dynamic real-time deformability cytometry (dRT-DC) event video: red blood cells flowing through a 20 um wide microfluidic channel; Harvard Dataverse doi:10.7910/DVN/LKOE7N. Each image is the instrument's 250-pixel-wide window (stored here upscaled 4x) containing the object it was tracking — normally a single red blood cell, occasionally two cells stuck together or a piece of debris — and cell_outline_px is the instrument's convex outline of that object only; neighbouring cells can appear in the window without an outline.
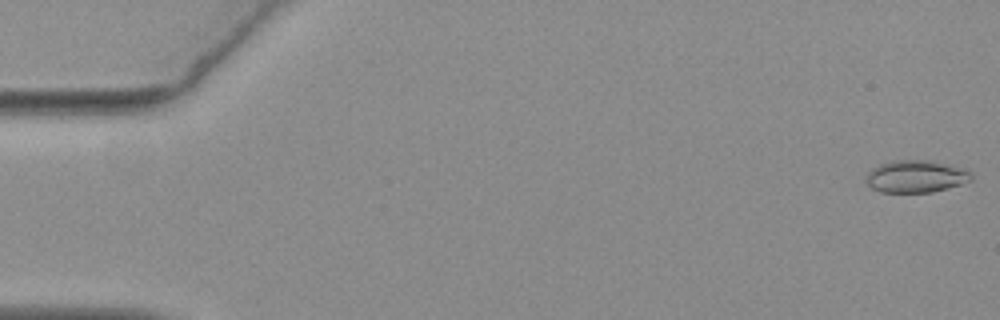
{"species": "common noctule bat (a hibernating species)", "species_latin": "Nyctalus noctula", "temperature_condition": "warm", "stored_images_in_passage": 56, "camera_frame_rate_fps": 3000, "um_per_image_px": 0.085, "animal": {"sex": "female", "body_mass_g": 19.3, "forearm_length_mm": 54.1}, "frame": {"image": 1, "passage_image": 1, "time_ms": 0.0, "image_size_px": [1000, 320], "cell_outline_px": [[972, 180], [948, 188], [932, 192], [880, 192], [872, 188], [864, 180], [864, 176], [872, 168], [880, 164], [892, 160], [928, 160], [968, 168], [972, 172]], "centroid_in_image_um": [77.86, 14.98], "position_along_channel_um": 7.1, "area_um2": 20.11}}
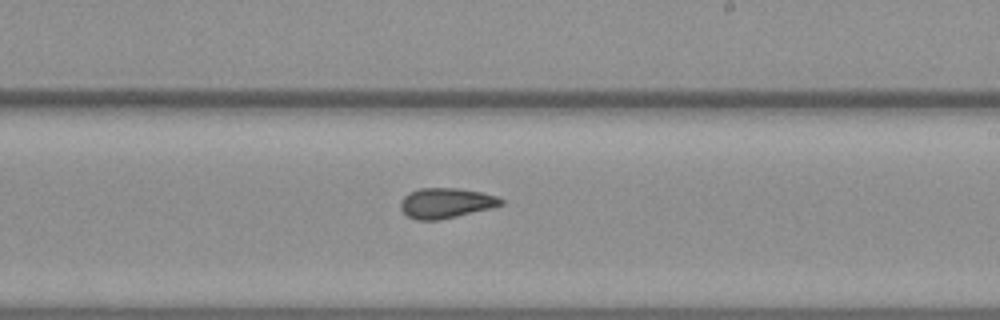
{"frame": {"image": 2, "passage_image": 33, "time_ms": 10.667, "image_size_px": [1000, 320], "cell_outline_px": [[504, 204], [440, 220], [416, 220], [408, 216], [400, 208], [400, 200], [408, 192], [420, 188], [456, 188], [480, 192], [496, 196], [504, 200]], "centroid_in_image_um": [37.85, 17.25], "position_along_channel_um": 251.1, "area_um2": 17.51}}
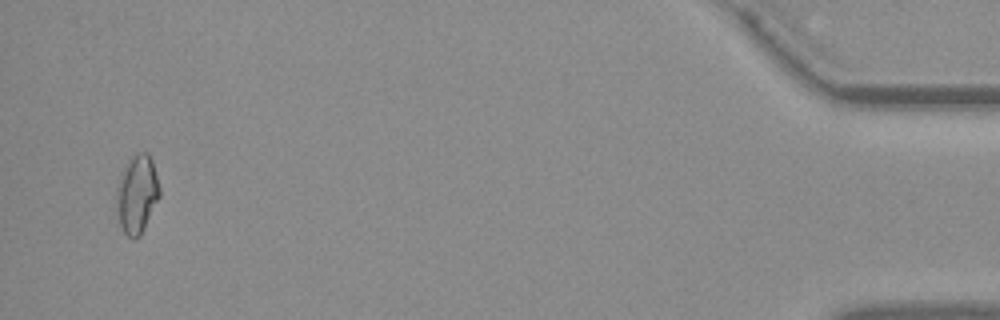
{"frame": {"image": 3, "passage_image": 54, "time_ms": 17.667, "image_size_px": [1000, 320], "cell_outline_px": [[160, 196], [140, 236], [132, 240], [124, 232], [120, 224], [116, 204], [116, 188], [124, 168], [128, 160], [136, 152], [148, 152], [152, 160], [160, 188]], "centroid_in_image_um": [11.65, 16.49], "position_along_channel_um": 423.6, "area_um2": 19.59}, "authors_computed_cell_mechanics": {"area_um2": 17.9469, "velocity_mm_per_s": 3.7126, "shape_relaxation_time_tau1_ms": 7.183, "shape_relaxation_time_tau2_ms": 2.1498, "deformation_change_tau1": 0.181, "deformation_change_tau2": 0.0878}}